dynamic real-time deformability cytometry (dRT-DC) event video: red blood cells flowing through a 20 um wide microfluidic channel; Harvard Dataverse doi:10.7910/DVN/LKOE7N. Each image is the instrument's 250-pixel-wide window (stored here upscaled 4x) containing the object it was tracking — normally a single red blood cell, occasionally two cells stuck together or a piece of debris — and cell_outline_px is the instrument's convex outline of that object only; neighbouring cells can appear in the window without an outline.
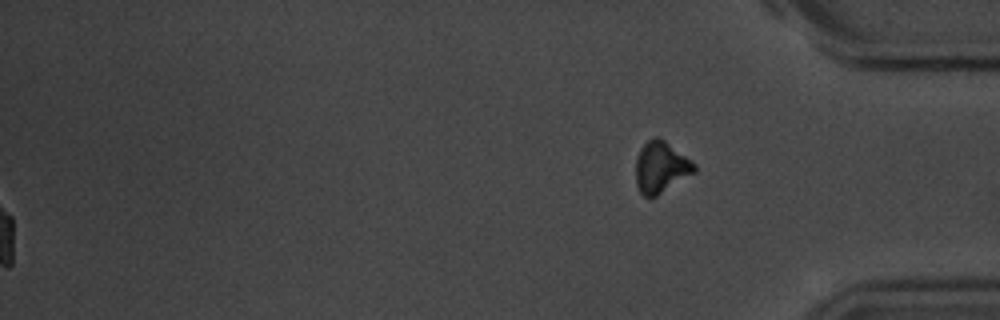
{"species": "common noctule bat (a hibernating species)", "species_latin": "Nyctalus noctula", "temperature_condition": "room temperature", "stored_images_in_passage": 45, "segment_of_instrument_passage": [2, 2], "camera_frame_rate_fps": 3000, "um_per_image_px": 0.085, "animal": {"sex": "male", "body_mass_g": 20.1, "forearm_length_mm": 53.5}, "frame": {"image": 1, "passage_image": 45, "time_ms": 14.667, "image_size_px": [1000, 320], "cell_outline_px": [[696, 172], [656, 196], [644, 196], [640, 192], [636, 184], [636, 156], [640, 148], [652, 136], [660, 136], [692, 160], [696, 164]], "centroid_in_image_um": [56.18, 14.17], "position_along_channel_um": 379.0, "area_um2": 17.74}}